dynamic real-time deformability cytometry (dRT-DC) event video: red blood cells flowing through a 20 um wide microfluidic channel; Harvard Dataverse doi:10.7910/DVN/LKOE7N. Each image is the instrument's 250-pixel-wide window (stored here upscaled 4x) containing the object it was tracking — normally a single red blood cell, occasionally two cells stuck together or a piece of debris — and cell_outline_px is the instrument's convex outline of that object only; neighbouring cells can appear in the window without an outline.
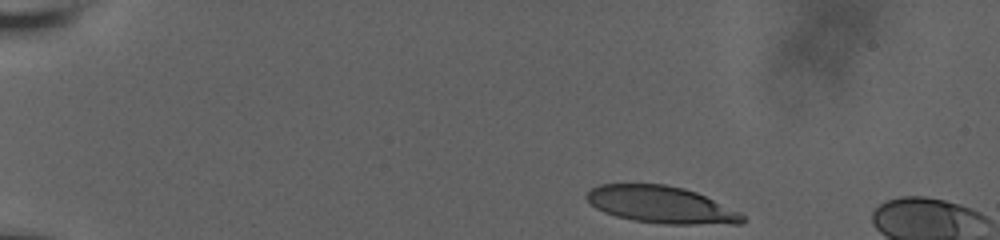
{"species": "human", "species_latin": "Homo sapiens", "temperature_condition": "room temperature", "stored_images_in_passage": 7, "camera_frame_rate_fps": 3000, "um_per_image_px": 0.085, "donor": {"sex": "male"}, "frame": {"image": 1, "passage_image": 1, "time_ms": 0.0, "image_size_px": [1000, 240], "cell_outline_px": [[744, 220], [740, 224], [664, 224], [632, 220], [616, 216], [604, 212], [596, 208], [584, 196], [592, 188], [600, 184], [664, 184], [684, 188], [696, 192], [740, 212], [744, 216]], "centroid_in_image_um": [56.19, 17.4], "position_along_channel_um": 28.8, "area_um2": 33.47}}